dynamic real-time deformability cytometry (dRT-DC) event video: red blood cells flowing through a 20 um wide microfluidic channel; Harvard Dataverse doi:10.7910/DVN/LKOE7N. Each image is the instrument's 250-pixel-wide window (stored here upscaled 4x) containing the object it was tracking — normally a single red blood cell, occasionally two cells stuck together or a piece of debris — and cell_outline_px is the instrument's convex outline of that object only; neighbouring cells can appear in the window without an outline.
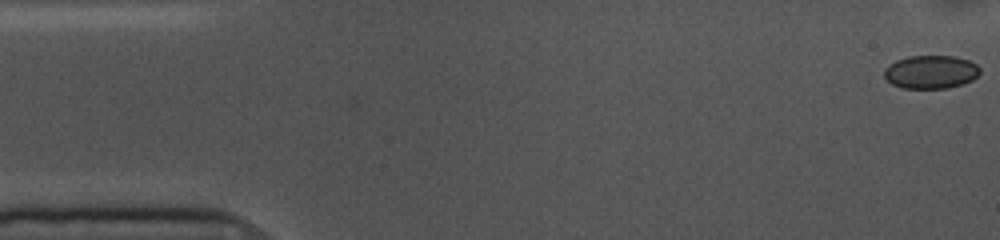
{"species": "common noctule bat (a hibernating species)", "species_latin": "Nyctalus noctula", "temperature_condition": "cold", "stored_images_in_passage": 3, "camera_frame_rate_fps": 3000, "um_per_image_px": 0.085, "animal": {"sex": "female", "body_mass_g": 10.0, "forearm_length_mm": 53.1}, "frame": {"image": 1, "passage_image": 3, "time_ms": 0.667, "image_size_px": [1000, 240], "cell_outline_px": [[980, 72], [972, 80], [948, 88], [904, 88], [892, 84], [884, 76], [884, 68], [888, 64], [896, 60], [908, 56], [956, 56], [968, 60], [976, 64], [980, 68]], "centroid_in_image_um": [79.1, 6.1], "position_along_channel_um": 5.9, "area_um2": 18.55}}